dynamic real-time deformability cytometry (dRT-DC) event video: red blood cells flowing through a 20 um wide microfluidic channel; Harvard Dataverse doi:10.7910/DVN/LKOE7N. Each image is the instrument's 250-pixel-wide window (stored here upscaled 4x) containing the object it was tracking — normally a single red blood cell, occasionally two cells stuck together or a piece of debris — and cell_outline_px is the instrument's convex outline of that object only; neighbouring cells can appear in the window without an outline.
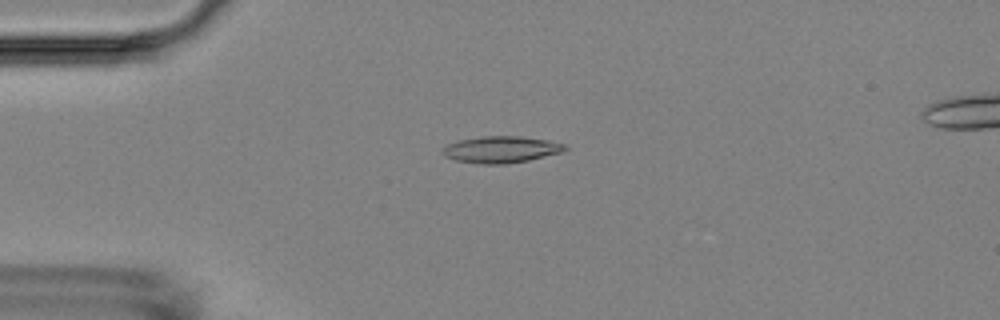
{"species": "Egyptian fruit bat (a non-hibernating species)", "species_latin": "Rousettus aegyptiacus", "temperature_condition": "room temperature", "stored_images_in_passage": 6, "camera_frame_rate_fps": 3000, "um_per_image_px": 0.085, "animal": {"sex": "female"}, "frame": {"image": 1, "passage_image": 4, "time_ms": 3.333, "image_size_px": [1000, 320], "cell_outline_px": [[568, 148], [560, 152], [528, 160], [504, 164], [480, 164], [456, 160], [444, 156], [444, 148], [448, 144], [460, 140], [480, 136], [520, 136], [548, 140], [564, 144]], "centroid_in_image_um": [42.59, 12.7], "position_along_channel_um": 42.4, "area_um2": 18.73}}